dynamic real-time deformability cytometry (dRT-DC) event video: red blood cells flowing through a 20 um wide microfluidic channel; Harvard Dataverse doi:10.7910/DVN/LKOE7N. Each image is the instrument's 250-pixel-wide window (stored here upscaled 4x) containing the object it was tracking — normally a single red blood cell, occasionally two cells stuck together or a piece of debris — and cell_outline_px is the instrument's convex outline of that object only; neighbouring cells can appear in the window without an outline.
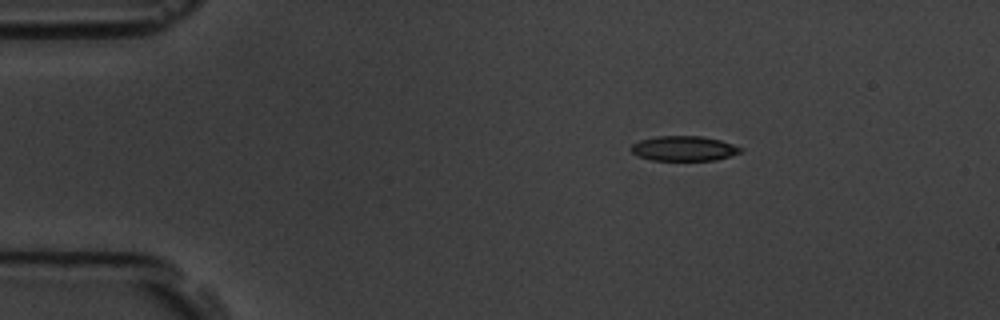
{"species": "common noctule bat (a hibernating species)", "species_latin": "Nyctalus noctula", "temperature_condition": "room temperature", "stored_images_in_passage": 4, "camera_frame_rate_fps": 3000, "um_per_image_px": 0.085, "animal": {"sex": "male", "body_mass_g": 19.5, "forearm_length_mm": 54.6}, "frame": {"image": 1, "passage_image": 2, "time_ms": 1.333, "image_size_px": [1000, 320], "cell_outline_px": [[744, 148], [740, 152], [716, 160], [652, 160], [636, 156], [632, 152], [632, 144], [640, 140], [656, 136], [700, 136], [720, 140]], "centroid_in_image_um": [58.11, 12.62], "position_along_channel_um": 26.9, "area_um2": 15.78}}
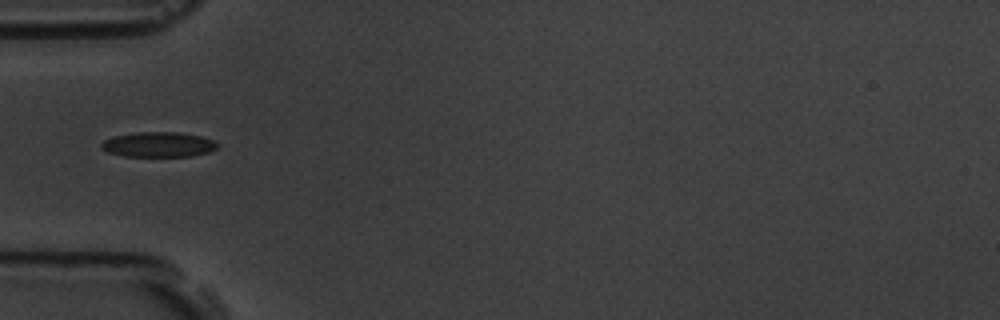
{"frame": {"image": 2, "passage_image": 4, "time_ms": 4.333, "image_size_px": [1000, 320], "cell_outline_px": [[220, 144], [216, 148], [208, 152], [192, 156], [124, 156], [108, 152], [100, 148], [100, 144], [104, 140], [112, 136], [136, 132], [176, 132], [200, 136], [212, 140]], "centroid_in_image_um": [13.43, 12.28], "position_along_channel_um": 71.6, "area_um2": 16.94}}